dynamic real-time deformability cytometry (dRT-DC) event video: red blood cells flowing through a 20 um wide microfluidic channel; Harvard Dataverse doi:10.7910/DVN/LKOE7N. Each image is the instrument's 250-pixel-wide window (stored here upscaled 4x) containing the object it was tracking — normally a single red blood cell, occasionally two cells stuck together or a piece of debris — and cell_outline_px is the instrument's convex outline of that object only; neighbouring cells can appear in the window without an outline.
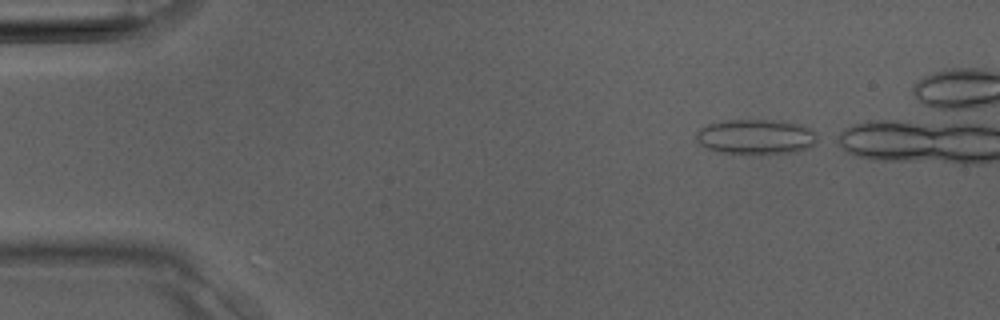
{"species": "Egyptian fruit bat (a non-hibernating species)", "species_latin": "Rousettus aegyptiacus", "temperature_condition": "room temperature", "stored_images_in_passage": 27, "camera_frame_rate_fps": 3000, "um_per_image_px": 0.085, "animal": {"sex": "male"}, "frame": {"image": 1, "passage_image": 1, "time_ms": 0.0, "image_size_px": [1000, 320], "cell_outline_px": [[824, 140], [808, 148], [792, 152], [748, 156], [720, 152], [708, 148], [700, 144], [696, 140], [696, 132], [700, 128], [708, 124], [728, 120], [780, 120], [800, 124], [812, 128]], "centroid_in_image_um": [64.34, 11.65], "position_along_channel_um": 20.7, "area_um2": 25.72}}
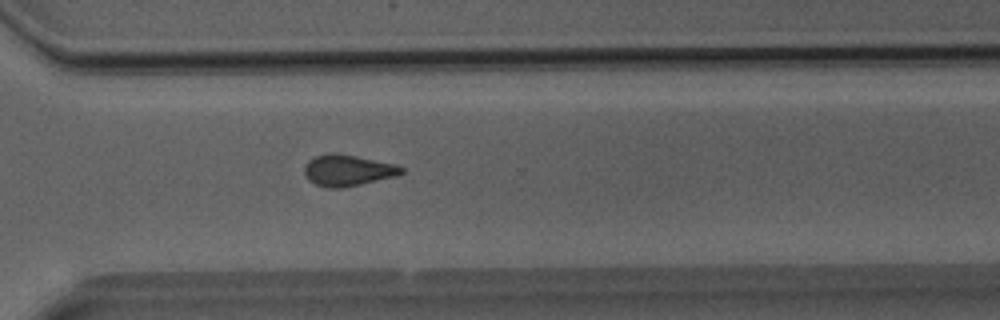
{"frame": {"image": 2, "passage_image": 23, "time_ms": 7.333, "image_size_px": [1000, 320], "cell_outline_px": [[404, 172], [396, 176], [344, 188], [328, 188], [316, 184], [308, 180], [304, 172], [304, 164], [308, 160], [316, 156], [328, 152], [336, 152], [396, 164], [404, 168]], "centroid_in_image_um": [29.54, 14.47], "position_along_channel_um": 341.1, "area_um2": 17.86}}